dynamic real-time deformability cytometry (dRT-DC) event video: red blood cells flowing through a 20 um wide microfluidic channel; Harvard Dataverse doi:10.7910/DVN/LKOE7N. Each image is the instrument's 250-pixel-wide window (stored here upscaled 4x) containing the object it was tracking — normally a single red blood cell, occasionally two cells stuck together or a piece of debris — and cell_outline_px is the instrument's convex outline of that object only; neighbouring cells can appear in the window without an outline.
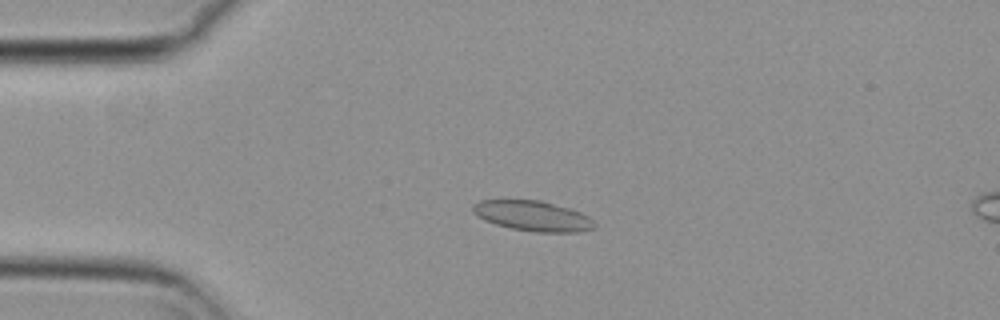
{"species": "common noctule bat (a hibernating species)", "species_latin": "Nyctalus noctula", "temperature_condition": "cold", "stored_images_in_passage": 40, "camera_frame_rate_fps": 3000, "um_per_image_px": 0.085, "animal": {"sex": "female", "body_mass_g": 29.2, "forearm_length_mm": 56.3}, "frame": {"image": 1, "passage_image": 7, "time_ms": 2.0, "image_size_px": [1000, 320], "cell_outline_px": [[596, 228], [580, 232], [536, 232], [512, 228], [496, 224], [484, 220], [476, 216], [472, 212], [472, 204], [480, 200], [540, 200], [572, 208], [588, 216], [596, 224]], "centroid_in_image_um": [45.3, 18.35], "position_along_channel_um": 39.7, "area_um2": 21.62}}
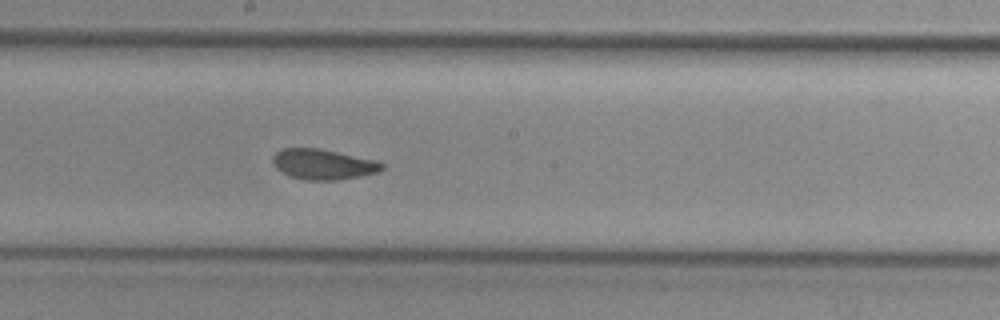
{"frame": {"image": 2, "passage_image": 24, "time_ms": 7.667, "image_size_px": [1000, 320], "cell_outline_px": [[384, 168], [380, 172], [360, 176], [336, 180], [304, 180], [292, 176], [276, 168], [272, 164], [272, 156], [276, 152], [284, 148], [320, 148], [376, 160], [384, 164]], "centroid_in_image_um": [27.48, 13.96], "position_along_channel_um": 220.7, "area_um2": 19.36}}
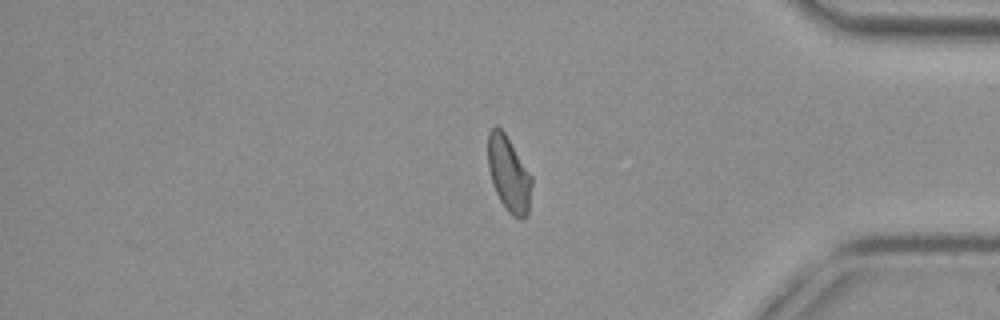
{"frame": {"image": 3, "passage_image": 40, "time_ms": 13.0, "image_size_px": [1000, 320], "cell_outline_px": [[532, 184], [528, 216], [520, 220], [512, 216], [504, 208], [492, 184], [488, 168], [488, 132], [496, 124], [504, 132], [532, 176]], "centroid_in_image_um": [43.25, 14.83], "position_along_channel_um": 392.0, "area_um2": 19.36}, "authors_computed_cell_mechanics": {"area_um2": 19.8543, "velocity_mm_per_s": 3.7016, "shape_relaxation_time_tau1_ms": null, "shape_relaxation_time_tau2_ms": 1.2949, "deformation_change_tau1": null, "deformation_change_tau2": 0.0747}}